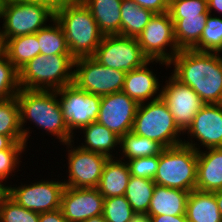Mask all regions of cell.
I'll return each instance as SVG.
<instances>
[{
    "mask_svg": "<svg viewBox=\"0 0 222 222\" xmlns=\"http://www.w3.org/2000/svg\"><path fill=\"white\" fill-rule=\"evenodd\" d=\"M172 75L191 87L205 104H222V57L219 53L180 50L168 63Z\"/></svg>",
    "mask_w": 222,
    "mask_h": 222,
    "instance_id": "obj_1",
    "label": "cell"
},
{
    "mask_svg": "<svg viewBox=\"0 0 222 222\" xmlns=\"http://www.w3.org/2000/svg\"><path fill=\"white\" fill-rule=\"evenodd\" d=\"M20 108V126L22 129L24 143L27 145L30 138L29 128L26 122H33L35 127L44 129L61 144L73 141L74 135L69 131L65 123L61 105L55 90H29L20 89L16 95ZM25 124V125H24Z\"/></svg>",
    "mask_w": 222,
    "mask_h": 222,
    "instance_id": "obj_2",
    "label": "cell"
},
{
    "mask_svg": "<svg viewBox=\"0 0 222 222\" xmlns=\"http://www.w3.org/2000/svg\"><path fill=\"white\" fill-rule=\"evenodd\" d=\"M55 19L62 26L69 52L75 59L95 54L104 35L82 0H62L55 7Z\"/></svg>",
    "mask_w": 222,
    "mask_h": 222,
    "instance_id": "obj_3",
    "label": "cell"
},
{
    "mask_svg": "<svg viewBox=\"0 0 222 222\" xmlns=\"http://www.w3.org/2000/svg\"><path fill=\"white\" fill-rule=\"evenodd\" d=\"M74 60L72 55H37L18 70L20 88L56 91L73 84Z\"/></svg>",
    "mask_w": 222,
    "mask_h": 222,
    "instance_id": "obj_4",
    "label": "cell"
},
{
    "mask_svg": "<svg viewBox=\"0 0 222 222\" xmlns=\"http://www.w3.org/2000/svg\"><path fill=\"white\" fill-rule=\"evenodd\" d=\"M197 151L185 144L164 148L159 154L157 185L191 192L196 189Z\"/></svg>",
    "mask_w": 222,
    "mask_h": 222,
    "instance_id": "obj_5",
    "label": "cell"
},
{
    "mask_svg": "<svg viewBox=\"0 0 222 222\" xmlns=\"http://www.w3.org/2000/svg\"><path fill=\"white\" fill-rule=\"evenodd\" d=\"M131 131L156 141L163 148L183 143L182 131L161 97L138 105Z\"/></svg>",
    "mask_w": 222,
    "mask_h": 222,
    "instance_id": "obj_6",
    "label": "cell"
},
{
    "mask_svg": "<svg viewBox=\"0 0 222 222\" xmlns=\"http://www.w3.org/2000/svg\"><path fill=\"white\" fill-rule=\"evenodd\" d=\"M3 26L0 28L4 40L35 34L55 18V9L38 1H6L2 12Z\"/></svg>",
    "mask_w": 222,
    "mask_h": 222,
    "instance_id": "obj_7",
    "label": "cell"
},
{
    "mask_svg": "<svg viewBox=\"0 0 222 222\" xmlns=\"http://www.w3.org/2000/svg\"><path fill=\"white\" fill-rule=\"evenodd\" d=\"M73 84L80 90L95 95H108L121 92L124 71L101 65L92 56L74 60Z\"/></svg>",
    "mask_w": 222,
    "mask_h": 222,
    "instance_id": "obj_8",
    "label": "cell"
},
{
    "mask_svg": "<svg viewBox=\"0 0 222 222\" xmlns=\"http://www.w3.org/2000/svg\"><path fill=\"white\" fill-rule=\"evenodd\" d=\"M92 57L103 66L125 73L149 61L137 38L120 35H104Z\"/></svg>",
    "mask_w": 222,
    "mask_h": 222,
    "instance_id": "obj_9",
    "label": "cell"
},
{
    "mask_svg": "<svg viewBox=\"0 0 222 222\" xmlns=\"http://www.w3.org/2000/svg\"><path fill=\"white\" fill-rule=\"evenodd\" d=\"M137 40L149 60L169 63L180 51L176 44L174 23L169 12L154 14ZM168 47H170L169 51Z\"/></svg>",
    "mask_w": 222,
    "mask_h": 222,
    "instance_id": "obj_10",
    "label": "cell"
},
{
    "mask_svg": "<svg viewBox=\"0 0 222 222\" xmlns=\"http://www.w3.org/2000/svg\"><path fill=\"white\" fill-rule=\"evenodd\" d=\"M56 92L65 123L72 134L75 133L74 130L79 131L97 121L102 96L82 91L74 84L64 86Z\"/></svg>",
    "mask_w": 222,
    "mask_h": 222,
    "instance_id": "obj_11",
    "label": "cell"
},
{
    "mask_svg": "<svg viewBox=\"0 0 222 222\" xmlns=\"http://www.w3.org/2000/svg\"><path fill=\"white\" fill-rule=\"evenodd\" d=\"M13 186V187H12ZM7 185L6 194L18 205L37 213L54 211L60 208L63 182L41 180L31 184Z\"/></svg>",
    "mask_w": 222,
    "mask_h": 222,
    "instance_id": "obj_12",
    "label": "cell"
},
{
    "mask_svg": "<svg viewBox=\"0 0 222 222\" xmlns=\"http://www.w3.org/2000/svg\"><path fill=\"white\" fill-rule=\"evenodd\" d=\"M74 143L73 140L62 144L68 148V158L66 159H68L67 173H69L68 179L64 180L63 183L65 186L73 188H96L109 157L101 153L84 150L79 146L75 147L73 146Z\"/></svg>",
    "mask_w": 222,
    "mask_h": 222,
    "instance_id": "obj_13",
    "label": "cell"
},
{
    "mask_svg": "<svg viewBox=\"0 0 222 222\" xmlns=\"http://www.w3.org/2000/svg\"><path fill=\"white\" fill-rule=\"evenodd\" d=\"M161 86L160 97L169 108L182 135L191 125L194 116L205 105L199 95L188 85L182 84L173 75Z\"/></svg>",
    "mask_w": 222,
    "mask_h": 222,
    "instance_id": "obj_14",
    "label": "cell"
},
{
    "mask_svg": "<svg viewBox=\"0 0 222 222\" xmlns=\"http://www.w3.org/2000/svg\"><path fill=\"white\" fill-rule=\"evenodd\" d=\"M186 132L190 139L184 140L183 144L196 151L201 150L200 146L205 149L222 148V104H205L194 116L191 125L184 133ZM193 138L201 145L194 143Z\"/></svg>",
    "mask_w": 222,
    "mask_h": 222,
    "instance_id": "obj_15",
    "label": "cell"
},
{
    "mask_svg": "<svg viewBox=\"0 0 222 222\" xmlns=\"http://www.w3.org/2000/svg\"><path fill=\"white\" fill-rule=\"evenodd\" d=\"M138 103L124 92L104 95L101 98L97 121L120 138L133 127Z\"/></svg>",
    "mask_w": 222,
    "mask_h": 222,
    "instance_id": "obj_16",
    "label": "cell"
},
{
    "mask_svg": "<svg viewBox=\"0 0 222 222\" xmlns=\"http://www.w3.org/2000/svg\"><path fill=\"white\" fill-rule=\"evenodd\" d=\"M104 197L97 188L65 186L60 209L68 222H83L103 214Z\"/></svg>",
    "mask_w": 222,
    "mask_h": 222,
    "instance_id": "obj_17",
    "label": "cell"
},
{
    "mask_svg": "<svg viewBox=\"0 0 222 222\" xmlns=\"http://www.w3.org/2000/svg\"><path fill=\"white\" fill-rule=\"evenodd\" d=\"M154 61L156 63L159 62L160 65H165L166 69L167 67L169 68L167 62L161 60H149L141 67L136 68L125 75L122 92L126 93L138 104L148 102L149 99L152 101L160 98L161 90L159 89L161 88H159V79L156 77V74L148 68L149 63L151 64Z\"/></svg>",
    "mask_w": 222,
    "mask_h": 222,
    "instance_id": "obj_18",
    "label": "cell"
},
{
    "mask_svg": "<svg viewBox=\"0 0 222 222\" xmlns=\"http://www.w3.org/2000/svg\"><path fill=\"white\" fill-rule=\"evenodd\" d=\"M196 189L205 192L222 190V148L197 151Z\"/></svg>",
    "mask_w": 222,
    "mask_h": 222,
    "instance_id": "obj_19",
    "label": "cell"
},
{
    "mask_svg": "<svg viewBox=\"0 0 222 222\" xmlns=\"http://www.w3.org/2000/svg\"><path fill=\"white\" fill-rule=\"evenodd\" d=\"M190 192L155 185L147 215H185L186 204Z\"/></svg>",
    "mask_w": 222,
    "mask_h": 222,
    "instance_id": "obj_20",
    "label": "cell"
},
{
    "mask_svg": "<svg viewBox=\"0 0 222 222\" xmlns=\"http://www.w3.org/2000/svg\"><path fill=\"white\" fill-rule=\"evenodd\" d=\"M130 177L126 161L109 158L96 188L104 198L124 196Z\"/></svg>",
    "mask_w": 222,
    "mask_h": 222,
    "instance_id": "obj_21",
    "label": "cell"
},
{
    "mask_svg": "<svg viewBox=\"0 0 222 222\" xmlns=\"http://www.w3.org/2000/svg\"><path fill=\"white\" fill-rule=\"evenodd\" d=\"M90 9L103 35H119L121 33L122 0H82Z\"/></svg>",
    "mask_w": 222,
    "mask_h": 222,
    "instance_id": "obj_22",
    "label": "cell"
},
{
    "mask_svg": "<svg viewBox=\"0 0 222 222\" xmlns=\"http://www.w3.org/2000/svg\"><path fill=\"white\" fill-rule=\"evenodd\" d=\"M185 215L188 222H222L214 192L191 191Z\"/></svg>",
    "mask_w": 222,
    "mask_h": 222,
    "instance_id": "obj_23",
    "label": "cell"
},
{
    "mask_svg": "<svg viewBox=\"0 0 222 222\" xmlns=\"http://www.w3.org/2000/svg\"><path fill=\"white\" fill-rule=\"evenodd\" d=\"M84 133V145L79 147L91 151L101 153L109 158H116L115 154H111L113 149L120 147V137L117 136L114 132L110 131L104 125L99 124L98 122H92L89 125L80 129ZM112 150V151H111ZM113 155V156H112Z\"/></svg>",
    "mask_w": 222,
    "mask_h": 222,
    "instance_id": "obj_24",
    "label": "cell"
},
{
    "mask_svg": "<svg viewBox=\"0 0 222 222\" xmlns=\"http://www.w3.org/2000/svg\"><path fill=\"white\" fill-rule=\"evenodd\" d=\"M207 16L171 18L174 23V35L179 50H192L199 43L206 26Z\"/></svg>",
    "mask_w": 222,
    "mask_h": 222,
    "instance_id": "obj_25",
    "label": "cell"
},
{
    "mask_svg": "<svg viewBox=\"0 0 222 222\" xmlns=\"http://www.w3.org/2000/svg\"><path fill=\"white\" fill-rule=\"evenodd\" d=\"M120 36L137 38L154 13L138 6L133 0H122Z\"/></svg>",
    "mask_w": 222,
    "mask_h": 222,
    "instance_id": "obj_26",
    "label": "cell"
},
{
    "mask_svg": "<svg viewBox=\"0 0 222 222\" xmlns=\"http://www.w3.org/2000/svg\"><path fill=\"white\" fill-rule=\"evenodd\" d=\"M38 44L37 32L10 38L5 40V55L19 70L28 61L40 54Z\"/></svg>",
    "mask_w": 222,
    "mask_h": 222,
    "instance_id": "obj_27",
    "label": "cell"
},
{
    "mask_svg": "<svg viewBox=\"0 0 222 222\" xmlns=\"http://www.w3.org/2000/svg\"><path fill=\"white\" fill-rule=\"evenodd\" d=\"M121 160L127 161L135 158L159 155L164 149L159 143L144 136L136 135L132 131L120 138ZM124 157L126 159H124Z\"/></svg>",
    "mask_w": 222,
    "mask_h": 222,
    "instance_id": "obj_28",
    "label": "cell"
},
{
    "mask_svg": "<svg viewBox=\"0 0 222 222\" xmlns=\"http://www.w3.org/2000/svg\"><path fill=\"white\" fill-rule=\"evenodd\" d=\"M156 183L142 177H130L125 197L137 214H147Z\"/></svg>",
    "mask_w": 222,
    "mask_h": 222,
    "instance_id": "obj_29",
    "label": "cell"
},
{
    "mask_svg": "<svg viewBox=\"0 0 222 222\" xmlns=\"http://www.w3.org/2000/svg\"><path fill=\"white\" fill-rule=\"evenodd\" d=\"M51 23L37 32L40 54L46 56L54 54L71 55L62 26L55 18Z\"/></svg>",
    "mask_w": 222,
    "mask_h": 222,
    "instance_id": "obj_30",
    "label": "cell"
},
{
    "mask_svg": "<svg viewBox=\"0 0 222 222\" xmlns=\"http://www.w3.org/2000/svg\"><path fill=\"white\" fill-rule=\"evenodd\" d=\"M200 52L222 53V18L209 14L199 43L192 49Z\"/></svg>",
    "mask_w": 222,
    "mask_h": 222,
    "instance_id": "obj_31",
    "label": "cell"
},
{
    "mask_svg": "<svg viewBox=\"0 0 222 222\" xmlns=\"http://www.w3.org/2000/svg\"><path fill=\"white\" fill-rule=\"evenodd\" d=\"M0 134L23 136L20 126V108L16 97L0 101Z\"/></svg>",
    "mask_w": 222,
    "mask_h": 222,
    "instance_id": "obj_32",
    "label": "cell"
},
{
    "mask_svg": "<svg viewBox=\"0 0 222 222\" xmlns=\"http://www.w3.org/2000/svg\"><path fill=\"white\" fill-rule=\"evenodd\" d=\"M40 213L18 205L6 193L0 198V222H39Z\"/></svg>",
    "mask_w": 222,
    "mask_h": 222,
    "instance_id": "obj_33",
    "label": "cell"
},
{
    "mask_svg": "<svg viewBox=\"0 0 222 222\" xmlns=\"http://www.w3.org/2000/svg\"><path fill=\"white\" fill-rule=\"evenodd\" d=\"M20 89L19 71L4 55L0 58V101L16 97Z\"/></svg>",
    "mask_w": 222,
    "mask_h": 222,
    "instance_id": "obj_34",
    "label": "cell"
},
{
    "mask_svg": "<svg viewBox=\"0 0 222 222\" xmlns=\"http://www.w3.org/2000/svg\"><path fill=\"white\" fill-rule=\"evenodd\" d=\"M135 214L125 196L104 198L103 216L106 222H130Z\"/></svg>",
    "mask_w": 222,
    "mask_h": 222,
    "instance_id": "obj_35",
    "label": "cell"
},
{
    "mask_svg": "<svg viewBox=\"0 0 222 222\" xmlns=\"http://www.w3.org/2000/svg\"><path fill=\"white\" fill-rule=\"evenodd\" d=\"M27 145L24 142H15L9 149H4L0 151V184L6 188L5 179L15 173L18 165L20 164L19 156L24 153ZM5 184V185H4Z\"/></svg>",
    "mask_w": 222,
    "mask_h": 222,
    "instance_id": "obj_36",
    "label": "cell"
},
{
    "mask_svg": "<svg viewBox=\"0 0 222 222\" xmlns=\"http://www.w3.org/2000/svg\"><path fill=\"white\" fill-rule=\"evenodd\" d=\"M168 12L171 18L210 14L208 12L207 0H170Z\"/></svg>",
    "mask_w": 222,
    "mask_h": 222,
    "instance_id": "obj_37",
    "label": "cell"
},
{
    "mask_svg": "<svg viewBox=\"0 0 222 222\" xmlns=\"http://www.w3.org/2000/svg\"><path fill=\"white\" fill-rule=\"evenodd\" d=\"M130 175L154 180L159 165V155L127 160Z\"/></svg>",
    "mask_w": 222,
    "mask_h": 222,
    "instance_id": "obj_38",
    "label": "cell"
},
{
    "mask_svg": "<svg viewBox=\"0 0 222 222\" xmlns=\"http://www.w3.org/2000/svg\"><path fill=\"white\" fill-rule=\"evenodd\" d=\"M138 6L152 11L154 14L169 11L170 0H133Z\"/></svg>",
    "mask_w": 222,
    "mask_h": 222,
    "instance_id": "obj_39",
    "label": "cell"
},
{
    "mask_svg": "<svg viewBox=\"0 0 222 222\" xmlns=\"http://www.w3.org/2000/svg\"><path fill=\"white\" fill-rule=\"evenodd\" d=\"M39 222H68L61 209L40 213Z\"/></svg>",
    "mask_w": 222,
    "mask_h": 222,
    "instance_id": "obj_40",
    "label": "cell"
},
{
    "mask_svg": "<svg viewBox=\"0 0 222 222\" xmlns=\"http://www.w3.org/2000/svg\"><path fill=\"white\" fill-rule=\"evenodd\" d=\"M151 222H188L186 215H158V216H149Z\"/></svg>",
    "mask_w": 222,
    "mask_h": 222,
    "instance_id": "obj_41",
    "label": "cell"
},
{
    "mask_svg": "<svg viewBox=\"0 0 222 222\" xmlns=\"http://www.w3.org/2000/svg\"><path fill=\"white\" fill-rule=\"evenodd\" d=\"M15 142H24L23 136H6L0 134V151L9 149Z\"/></svg>",
    "mask_w": 222,
    "mask_h": 222,
    "instance_id": "obj_42",
    "label": "cell"
},
{
    "mask_svg": "<svg viewBox=\"0 0 222 222\" xmlns=\"http://www.w3.org/2000/svg\"><path fill=\"white\" fill-rule=\"evenodd\" d=\"M208 12L211 14L212 10L222 13V0H207Z\"/></svg>",
    "mask_w": 222,
    "mask_h": 222,
    "instance_id": "obj_43",
    "label": "cell"
},
{
    "mask_svg": "<svg viewBox=\"0 0 222 222\" xmlns=\"http://www.w3.org/2000/svg\"><path fill=\"white\" fill-rule=\"evenodd\" d=\"M130 222H151V219L147 214L136 213Z\"/></svg>",
    "mask_w": 222,
    "mask_h": 222,
    "instance_id": "obj_44",
    "label": "cell"
},
{
    "mask_svg": "<svg viewBox=\"0 0 222 222\" xmlns=\"http://www.w3.org/2000/svg\"><path fill=\"white\" fill-rule=\"evenodd\" d=\"M6 1H38L50 4L54 9L62 0H6Z\"/></svg>",
    "mask_w": 222,
    "mask_h": 222,
    "instance_id": "obj_45",
    "label": "cell"
},
{
    "mask_svg": "<svg viewBox=\"0 0 222 222\" xmlns=\"http://www.w3.org/2000/svg\"><path fill=\"white\" fill-rule=\"evenodd\" d=\"M214 194H215V198L217 201V205H218L220 214L222 215V190L216 191V192H214Z\"/></svg>",
    "mask_w": 222,
    "mask_h": 222,
    "instance_id": "obj_46",
    "label": "cell"
},
{
    "mask_svg": "<svg viewBox=\"0 0 222 222\" xmlns=\"http://www.w3.org/2000/svg\"><path fill=\"white\" fill-rule=\"evenodd\" d=\"M83 222H106L105 219H104V216L103 214L101 215H98V216H94V217H91Z\"/></svg>",
    "mask_w": 222,
    "mask_h": 222,
    "instance_id": "obj_47",
    "label": "cell"
},
{
    "mask_svg": "<svg viewBox=\"0 0 222 222\" xmlns=\"http://www.w3.org/2000/svg\"><path fill=\"white\" fill-rule=\"evenodd\" d=\"M5 55V40L0 33V58Z\"/></svg>",
    "mask_w": 222,
    "mask_h": 222,
    "instance_id": "obj_48",
    "label": "cell"
},
{
    "mask_svg": "<svg viewBox=\"0 0 222 222\" xmlns=\"http://www.w3.org/2000/svg\"><path fill=\"white\" fill-rule=\"evenodd\" d=\"M5 2L6 0H0V18L2 17V12L4 9Z\"/></svg>",
    "mask_w": 222,
    "mask_h": 222,
    "instance_id": "obj_49",
    "label": "cell"
},
{
    "mask_svg": "<svg viewBox=\"0 0 222 222\" xmlns=\"http://www.w3.org/2000/svg\"><path fill=\"white\" fill-rule=\"evenodd\" d=\"M6 193V188L0 184V198Z\"/></svg>",
    "mask_w": 222,
    "mask_h": 222,
    "instance_id": "obj_50",
    "label": "cell"
}]
</instances>
